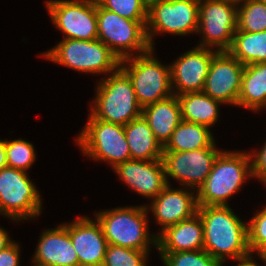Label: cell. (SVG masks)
Returning a JSON list of instances; mask_svg holds the SVG:
<instances>
[{
  "label": "cell",
  "mask_w": 266,
  "mask_h": 266,
  "mask_svg": "<svg viewBox=\"0 0 266 266\" xmlns=\"http://www.w3.org/2000/svg\"><path fill=\"white\" fill-rule=\"evenodd\" d=\"M181 105L182 120L212 126L219 116L218 105L222 102L201 92L184 93L177 96ZM220 103V104H219Z\"/></svg>",
  "instance_id": "cell-24"
},
{
  "label": "cell",
  "mask_w": 266,
  "mask_h": 266,
  "mask_svg": "<svg viewBox=\"0 0 266 266\" xmlns=\"http://www.w3.org/2000/svg\"><path fill=\"white\" fill-rule=\"evenodd\" d=\"M159 253L165 266H223L204 250Z\"/></svg>",
  "instance_id": "cell-28"
},
{
  "label": "cell",
  "mask_w": 266,
  "mask_h": 266,
  "mask_svg": "<svg viewBox=\"0 0 266 266\" xmlns=\"http://www.w3.org/2000/svg\"><path fill=\"white\" fill-rule=\"evenodd\" d=\"M218 52L217 50L213 51L210 48L197 46L179 56L170 65L173 95L178 96L184 93L203 91L212 58Z\"/></svg>",
  "instance_id": "cell-15"
},
{
  "label": "cell",
  "mask_w": 266,
  "mask_h": 266,
  "mask_svg": "<svg viewBox=\"0 0 266 266\" xmlns=\"http://www.w3.org/2000/svg\"><path fill=\"white\" fill-rule=\"evenodd\" d=\"M237 106L253 111L266 107V62L244 66Z\"/></svg>",
  "instance_id": "cell-23"
},
{
  "label": "cell",
  "mask_w": 266,
  "mask_h": 266,
  "mask_svg": "<svg viewBox=\"0 0 266 266\" xmlns=\"http://www.w3.org/2000/svg\"><path fill=\"white\" fill-rule=\"evenodd\" d=\"M243 70L244 65L228 51H219L212 58L203 92L212 99L237 106Z\"/></svg>",
  "instance_id": "cell-14"
},
{
  "label": "cell",
  "mask_w": 266,
  "mask_h": 266,
  "mask_svg": "<svg viewBox=\"0 0 266 266\" xmlns=\"http://www.w3.org/2000/svg\"><path fill=\"white\" fill-rule=\"evenodd\" d=\"M141 115L163 147L182 121L181 105L176 95L144 106Z\"/></svg>",
  "instance_id": "cell-21"
},
{
  "label": "cell",
  "mask_w": 266,
  "mask_h": 266,
  "mask_svg": "<svg viewBox=\"0 0 266 266\" xmlns=\"http://www.w3.org/2000/svg\"><path fill=\"white\" fill-rule=\"evenodd\" d=\"M256 1H259V2H262V3H266V0H256Z\"/></svg>",
  "instance_id": "cell-41"
},
{
  "label": "cell",
  "mask_w": 266,
  "mask_h": 266,
  "mask_svg": "<svg viewBox=\"0 0 266 266\" xmlns=\"http://www.w3.org/2000/svg\"><path fill=\"white\" fill-rule=\"evenodd\" d=\"M204 226L196 213L189 219L167 227L157 235L159 252H181L203 250Z\"/></svg>",
  "instance_id": "cell-20"
},
{
  "label": "cell",
  "mask_w": 266,
  "mask_h": 266,
  "mask_svg": "<svg viewBox=\"0 0 266 266\" xmlns=\"http://www.w3.org/2000/svg\"><path fill=\"white\" fill-rule=\"evenodd\" d=\"M156 222L162 231L180 221L194 216L198 211L197 194L181 189H171L168 184L151 203Z\"/></svg>",
  "instance_id": "cell-18"
},
{
  "label": "cell",
  "mask_w": 266,
  "mask_h": 266,
  "mask_svg": "<svg viewBox=\"0 0 266 266\" xmlns=\"http://www.w3.org/2000/svg\"><path fill=\"white\" fill-rule=\"evenodd\" d=\"M91 107L96 119L123 126L142 114L132 82L120 67L98 83Z\"/></svg>",
  "instance_id": "cell-3"
},
{
  "label": "cell",
  "mask_w": 266,
  "mask_h": 266,
  "mask_svg": "<svg viewBox=\"0 0 266 266\" xmlns=\"http://www.w3.org/2000/svg\"><path fill=\"white\" fill-rule=\"evenodd\" d=\"M153 51L151 48L144 54H136L120 61V68L129 76L142 108L173 95L170 65H162L153 58Z\"/></svg>",
  "instance_id": "cell-7"
},
{
  "label": "cell",
  "mask_w": 266,
  "mask_h": 266,
  "mask_svg": "<svg viewBox=\"0 0 266 266\" xmlns=\"http://www.w3.org/2000/svg\"><path fill=\"white\" fill-rule=\"evenodd\" d=\"M259 258L262 259L266 265V250L259 256Z\"/></svg>",
  "instance_id": "cell-39"
},
{
  "label": "cell",
  "mask_w": 266,
  "mask_h": 266,
  "mask_svg": "<svg viewBox=\"0 0 266 266\" xmlns=\"http://www.w3.org/2000/svg\"><path fill=\"white\" fill-rule=\"evenodd\" d=\"M12 243L8 233L0 227V252Z\"/></svg>",
  "instance_id": "cell-35"
},
{
  "label": "cell",
  "mask_w": 266,
  "mask_h": 266,
  "mask_svg": "<svg viewBox=\"0 0 266 266\" xmlns=\"http://www.w3.org/2000/svg\"><path fill=\"white\" fill-rule=\"evenodd\" d=\"M250 153L221 152L203 185L196 191L198 206H227L245 179L252 175ZM248 177V178H246Z\"/></svg>",
  "instance_id": "cell-2"
},
{
  "label": "cell",
  "mask_w": 266,
  "mask_h": 266,
  "mask_svg": "<svg viewBox=\"0 0 266 266\" xmlns=\"http://www.w3.org/2000/svg\"><path fill=\"white\" fill-rule=\"evenodd\" d=\"M87 124L77 137L84 155L109 162L114 168L131 160L124 126L96 119L91 113Z\"/></svg>",
  "instance_id": "cell-8"
},
{
  "label": "cell",
  "mask_w": 266,
  "mask_h": 266,
  "mask_svg": "<svg viewBox=\"0 0 266 266\" xmlns=\"http://www.w3.org/2000/svg\"><path fill=\"white\" fill-rule=\"evenodd\" d=\"M148 252L108 244L103 266H147Z\"/></svg>",
  "instance_id": "cell-30"
},
{
  "label": "cell",
  "mask_w": 266,
  "mask_h": 266,
  "mask_svg": "<svg viewBox=\"0 0 266 266\" xmlns=\"http://www.w3.org/2000/svg\"><path fill=\"white\" fill-rule=\"evenodd\" d=\"M199 0H167L148 8L146 34L153 48V35L172 33L188 35L198 31Z\"/></svg>",
  "instance_id": "cell-11"
},
{
  "label": "cell",
  "mask_w": 266,
  "mask_h": 266,
  "mask_svg": "<svg viewBox=\"0 0 266 266\" xmlns=\"http://www.w3.org/2000/svg\"><path fill=\"white\" fill-rule=\"evenodd\" d=\"M97 39L104 43L118 58L123 60L151 49L146 34L147 20H130L101 7L96 1ZM131 51V52H130ZM130 52V53H129Z\"/></svg>",
  "instance_id": "cell-5"
},
{
  "label": "cell",
  "mask_w": 266,
  "mask_h": 266,
  "mask_svg": "<svg viewBox=\"0 0 266 266\" xmlns=\"http://www.w3.org/2000/svg\"><path fill=\"white\" fill-rule=\"evenodd\" d=\"M43 56L79 72L112 74L120 67L119 58L98 39L64 38Z\"/></svg>",
  "instance_id": "cell-6"
},
{
  "label": "cell",
  "mask_w": 266,
  "mask_h": 266,
  "mask_svg": "<svg viewBox=\"0 0 266 266\" xmlns=\"http://www.w3.org/2000/svg\"><path fill=\"white\" fill-rule=\"evenodd\" d=\"M19 258V245L13 241L0 252V266H19Z\"/></svg>",
  "instance_id": "cell-34"
},
{
  "label": "cell",
  "mask_w": 266,
  "mask_h": 266,
  "mask_svg": "<svg viewBox=\"0 0 266 266\" xmlns=\"http://www.w3.org/2000/svg\"><path fill=\"white\" fill-rule=\"evenodd\" d=\"M7 167L6 162V141L0 139V170Z\"/></svg>",
  "instance_id": "cell-36"
},
{
  "label": "cell",
  "mask_w": 266,
  "mask_h": 266,
  "mask_svg": "<svg viewBox=\"0 0 266 266\" xmlns=\"http://www.w3.org/2000/svg\"><path fill=\"white\" fill-rule=\"evenodd\" d=\"M228 52L244 66L266 62V30L236 31Z\"/></svg>",
  "instance_id": "cell-26"
},
{
  "label": "cell",
  "mask_w": 266,
  "mask_h": 266,
  "mask_svg": "<svg viewBox=\"0 0 266 266\" xmlns=\"http://www.w3.org/2000/svg\"><path fill=\"white\" fill-rule=\"evenodd\" d=\"M35 159L36 153L32 143L22 139L6 140V162L8 167L26 172Z\"/></svg>",
  "instance_id": "cell-29"
},
{
  "label": "cell",
  "mask_w": 266,
  "mask_h": 266,
  "mask_svg": "<svg viewBox=\"0 0 266 266\" xmlns=\"http://www.w3.org/2000/svg\"><path fill=\"white\" fill-rule=\"evenodd\" d=\"M222 151L217 150L216 145L191 151H163L162 163L166 174L178 180L181 184L198 190L213 168L217 156Z\"/></svg>",
  "instance_id": "cell-13"
},
{
  "label": "cell",
  "mask_w": 266,
  "mask_h": 266,
  "mask_svg": "<svg viewBox=\"0 0 266 266\" xmlns=\"http://www.w3.org/2000/svg\"><path fill=\"white\" fill-rule=\"evenodd\" d=\"M247 224L249 251H255L259 257L266 250V207L259 210Z\"/></svg>",
  "instance_id": "cell-32"
},
{
  "label": "cell",
  "mask_w": 266,
  "mask_h": 266,
  "mask_svg": "<svg viewBox=\"0 0 266 266\" xmlns=\"http://www.w3.org/2000/svg\"><path fill=\"white\" fill-rule=\"evenodd\" d=\"M124 132L132 160L162 159L163 146L156 139L142 115L124 125Z\"/></svg>",
  "instance_id": "cell-22"
},
{
  "label": "cell",
  "mask_w": 266,
  "mask_h": 266,
  "mask_svg": "<svg viewBox=\"0 0 266 266\" xmlns=\"http://www.w3.org/2000/svg\"><path fill=\"white\" fill-rule=\"evenodd\" d=\"M41 198L25 171L11 167L0 170V213L12 220L34 218L40 214Z\"/></svg>",
  "instance_id": "cell-9"
},
{
  "label": "cell",
  "mask_w": 266,
  "mask_h": 266,
  "mask_svg": "<svg viewBox=\"0 0 266 266\" xmlns=\"http://www.w3.org/2000/svg\"><path fill=\"white\" fill-rule=\"evenodd\" d=\"M46 6L52 22L66 39H97L96 0H50Z\"/></svg>",
  "instance_id": "cell-12"
},
{
  "label": "cell",
  "mask_w": 266,
  "mask_h": 266,
  "mask_svg": "<svg viewBox=\"0 0 266 266\" xmlns=\"http://www.w3.org/2000/svg\"><path fill=\"white\" fill-rule=\"evenodd\" d=\"M255 152L250 154V157L254 158L251 159L252 177H256V179L259 178V180L266 185V142L260 151Z\"/></svg>",
  "instance_id": "cell-33"
},
{
  "label": "cell",
  "mask_w": 266,
  "mask_h": 266,
  "mask_svg": "<svg viewBox=\"0 0 266 266\" xmlns=\"http://www.w3.org/2000/svg\"><path fill=\"white\" fill-rule=\"evenodd\" d=\"M120 179L139 195L154 199L167 185L162 160H127L114 168Z\"/></svg>",
  "instance_id": "cell-17"
},
{
  "label": "cell",
  "mask_w": 266,
  "mask_h": 266,
  "mask_svg": "<svg viewBox=\"0 0 266 266\" xmlns=\"http://www.w3.org/2000/svg\"><path fill=\"white\" fill-rule=\"evenodd\" d=\"M209 129L205 125L182 120L163 147V151L183 152L212 147L215 142Z\"/></svg>",
  "instance_id": "cell-25"
},
{
  "label": "cell",
  "mask_w": 266,
  "mask_h": 266,
  "mask_svg": "<svg viewBox=\"0 0 266 266\" xmlns=\"http://www.w3.org/2000/svg\"><path fill=\"white\" fill-rule=\"evenodd\" d=\"M97 3L119 16L130 20H147L148 8L143 0H96Z\"/></svg>",
  "instance_id": "cell-31"
},
{
  "label": "cell",
  "mask_w": 266,
  "mask_h": 266,
  "mask_svg": "<svg viewBox=\"0 0 266 266\" xmlns=\"http://www.w3.org/2000/svg\"><path fill=\"white\" fill-rule=\"evenodd\" d=\"M148 207H119L95 214L101 224L108 244L140 251H150L149 245L157 248V235L148 232ZM151 235V236H150Z\"/></svg>",
  "instance_id": "cell-4"
},
{
  "label": "cell",
  "mask_w": 266,
  "mask_h": 266,
  "mask_svg": "<svg viewBox=\"0 0 266 266\" xmlns=\"http://www.w3.org/2000/svg\"><path fill=\"white\" fill-rule=\"evenodd\" d=\"M219 1H229V2H232L234 4H241L243 0H219ZM241 2V3H240Z\"/></svg>",
  "instance_id": "cell-40"
},
{
  "label": "cell",
  "mask_w": 266,
  "mask_h": 266,
  "mask_svg": "<svg viewBox=\"0 0 266 266\" xmlns=\"http://www.w3.org/2000/svg\"><path fill=\"white\" fill-rule=\"evenodd\" d=\"M197 213L204 226V251L223 264L227 257L239 263L252 259L247 225L228 205L198 206Z\"/></svg>",
  "instance_id": "cell-1"
},
{
  "label": "cell",
  "mask_w": 266,
  "mask_h": 266,
  "mask_svg": "<svg viewBox=\"0 0 266 266\" xmlns=\"http://www.w3.org/2000/svg\"><path fill=\"white\" fill-rule=\"evenodd\" d=\"M79 266H103L108 242L101 224L88 217H79L67 224Z\"/></svg>",
  "instance_id": "cell-16"
},
{
  "label": "cell",
  "mask_w": 266,
  "mask_h": 266,
  "mask_svg": "<svg viewBox=\"0 0 266 266\" xmlns=\"http://www.w3.org/2000/svg\"><path fill=\"white\" fill-rule=\"evenodd\" d=\"M238 6L229 1L199 0V25L197 33H203L198 47L228 51L237 31Z\"/></svg>",
  "instance_id": "cell-10"
},
{
  "label": "cell",
  "mask_w": 266,
  "mask_h": 266,
  "mask_svg": "<svg viewBox=\"0 0 266 266\" xmlns=\"http://www.w3.org/2000/svg\"><path fill=\"white\" fill-rule=\"evenodd\" d=\"M32 260L36 266H79L67 224L44 231Z\"/></svg>",
  "instance_id": "cell-19"
},
{
  "label": "cell",
  "mask_w": 266,
  "mask_h": 266,
  "mask_svg": "<svg viewBox=\"0 0 266 266\" xmlns=\"http://www.w3.org/2000/svg\"><path fill=\"white\" fill-rule=\"evenodd\" d=\"M238 6L237 31L262 32L266 30V3L243 0Z\"/></svg>",
  "instance_id": "cell-27"
},
{
  "label": "cell",
  "mask_w": 266,
  "mask_h": 266,
  "mask_svg": "<svg viewBox=\"0 0 266 266\" xmlns=\"http://www.w3.org/2000/svg\"><path fill=\"white\" fill-rule=\"evenodd\" d=\"M162 1H167V0H143L145 6L147 8H150L152 5L156 4V3H160Z\"/></svg>",
  "instance_id": "cell-38"
},
{
  "label": "cell",
  "mask_w": 266,
  "mask_h": 266,
  "mask_svg": "<svg viewBox=\"0 0 266 266\" xmlns=\"http://www.w3.org/2000/svg\"><path fill=\"white\" fill-rule=\"evenodd\" d=\"M237 266H260V265H258L256 262H254V260L249 259L247 261L238 263Z\"/></svg>",
  "instance_id": "cell-37"
}]
</instances>
